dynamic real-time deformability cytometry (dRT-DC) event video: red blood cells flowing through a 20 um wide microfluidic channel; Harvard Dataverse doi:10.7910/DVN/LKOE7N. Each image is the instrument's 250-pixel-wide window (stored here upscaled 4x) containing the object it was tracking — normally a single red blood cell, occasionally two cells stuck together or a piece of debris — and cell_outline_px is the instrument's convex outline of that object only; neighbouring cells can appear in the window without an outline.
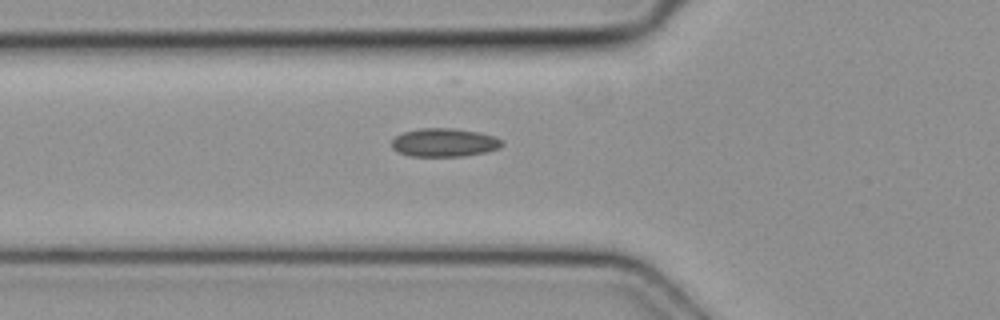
{"species": "common noctule bat (a hibernating species)", "species_latin": "Nyctalus noctula", "temperature_condition": "cold", "stored_images_in_passage": 2, "camera_frame_rate_fps": 3000, "um_per_image_px": 0.085, "animal": {"sex": "female", "body_mass_g": 19.3, "forearm_length_mm": 54.1}, "frame": {"image": 1, "passage_image": 2, "time_ms": 0.333, "image_size_px": [1000, 320], "cell_outline_px": [[504, 140], [500, 148], [484, 152], [464, 156], [412, 156], [400, 152], [392, 148], [392, 140], [396, 136], [404, 132], [420, 128], [452, 128], [480, 132], [496, 136]], "centroid_in_image_um": [37.81, 12.1], "position_along_channel_um": 88.0, "area_um2": 18.26}}